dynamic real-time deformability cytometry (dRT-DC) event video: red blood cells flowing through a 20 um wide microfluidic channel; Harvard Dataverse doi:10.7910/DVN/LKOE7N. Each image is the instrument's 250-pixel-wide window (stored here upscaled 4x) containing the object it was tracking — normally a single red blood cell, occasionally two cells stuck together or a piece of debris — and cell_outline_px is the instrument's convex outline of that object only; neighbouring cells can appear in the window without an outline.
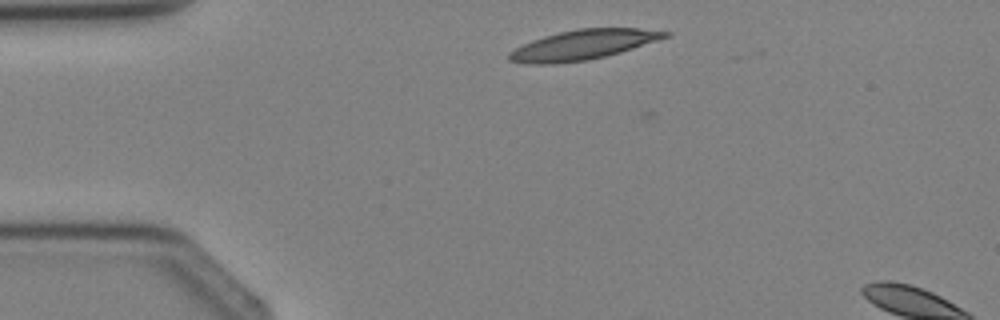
{"species": "Egyptian fruit bat (a non-hibernating species)", "species_latin": "Rousettus aegyptiacus", "temperature_condition": "cold", "stored_images_in_passage": 4, "camera_frame_rate_fps": 3000, "um_per_image_px": 0.085, "animal": {"sex": "female"}, "frame": {"image": 1, "passage_image": 4, "time_ms": 4.667, "image_size_px": [1000, 320], "cell_outline_px": [[672, 36], [620, 52], [588, 60], [552, 64], [524, 64], [508, 60], [508, 52], [532, 40], [544, 36], [576, 28], [640, 28], [672, 32]], "centroid_in_image_um": [49.57, 3.8], "position_along_channel_um": 35.4, "area_um2": 27.17}}